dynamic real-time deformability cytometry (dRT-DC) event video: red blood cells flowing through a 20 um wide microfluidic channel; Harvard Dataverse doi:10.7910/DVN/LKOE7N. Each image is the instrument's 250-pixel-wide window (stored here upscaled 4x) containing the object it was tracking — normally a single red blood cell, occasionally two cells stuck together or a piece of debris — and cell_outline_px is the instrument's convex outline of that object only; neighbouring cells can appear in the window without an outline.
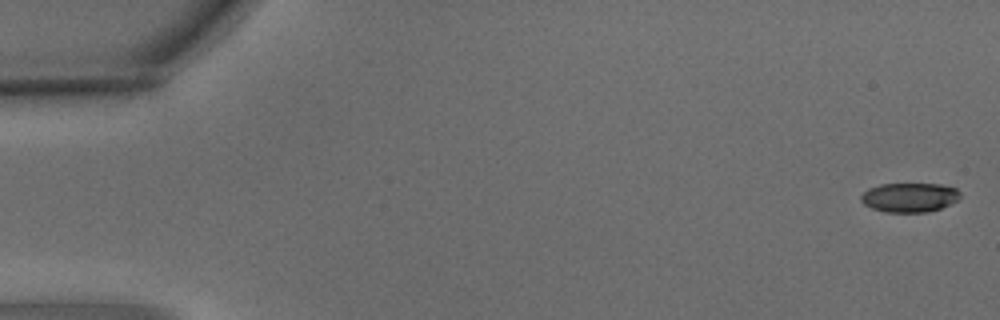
{"species": "common noctule bat (a hibernating species)", "species_latin": "Nyctalus noctula", "temperature_condition": "warm", "stored_images_in_passage": 5, "camera_frame_rate_fps": 3000, "um_per_image_px": 0.085, "animal": {"sex": "male", "body_mass_g": 15.6}, "frame": {"image": 1, "passage_image": 1, "time_ms": 0.0, "image_size_px": [1000, 320], "cell_outline_px": [[960, 196], [956, 200], [940, 208], [928, 212], [884, 212], [872, 208], [864, 204], [860, 200], [860, 196], [868, 188], [880, 184], [940, 184], [956, 188], [960, 192]], "centroid_in_image_um": [77.27, 16.77], "position_along_channel_um": 7.7, "area_um2": 16.88}}
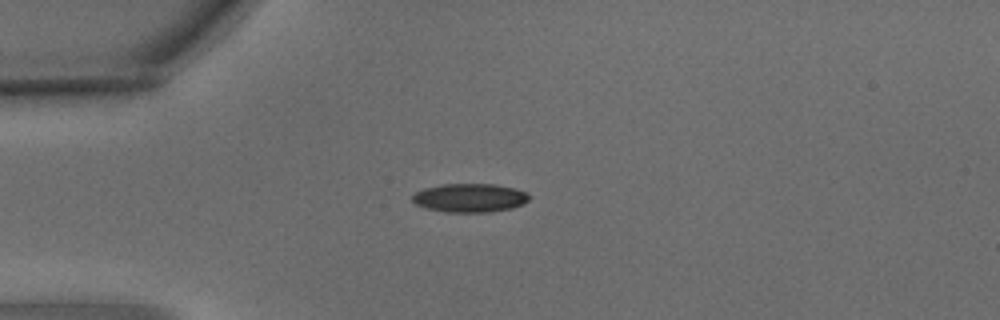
{"frame": {"image": 2, "passage_image": 4, "time_ms": 1.0, "image_size_px": [1000, 320], "cell_outline_px": [[532, 196], [524, 204], [512, 208], [488, 212], [444, 212], [424, 208], [416, 204], [412, 200], [412, 196], [416, 192], [424, 188], [440, 184], [496, 184], [516, 188], [528, 192]], "centroid_in_image_um": [39.96, 16.81], "position_along_channel_um": 45.0, "area_um2": 19.83}}
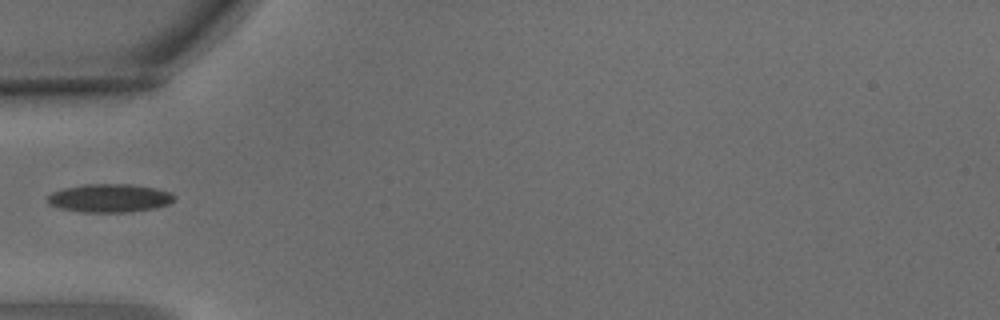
{"frame": {"image": 3, "passage_image": 5, "time_ms": 1.333, "image_size_px": [1000, 320], "cell_outline_px": [[176, 196], [168, 204], [156, 208], [124, 212], [84, 212], [60, 208], [48, 204], [48, 196], [52, 192], [64, 188], [84, 184], [132, 184], [156, 188], [172, 192]], "centroid_in_image_um": [9.33, 16.83], "position_along_channel_um": 75.7, "area_um2": 20.92}}